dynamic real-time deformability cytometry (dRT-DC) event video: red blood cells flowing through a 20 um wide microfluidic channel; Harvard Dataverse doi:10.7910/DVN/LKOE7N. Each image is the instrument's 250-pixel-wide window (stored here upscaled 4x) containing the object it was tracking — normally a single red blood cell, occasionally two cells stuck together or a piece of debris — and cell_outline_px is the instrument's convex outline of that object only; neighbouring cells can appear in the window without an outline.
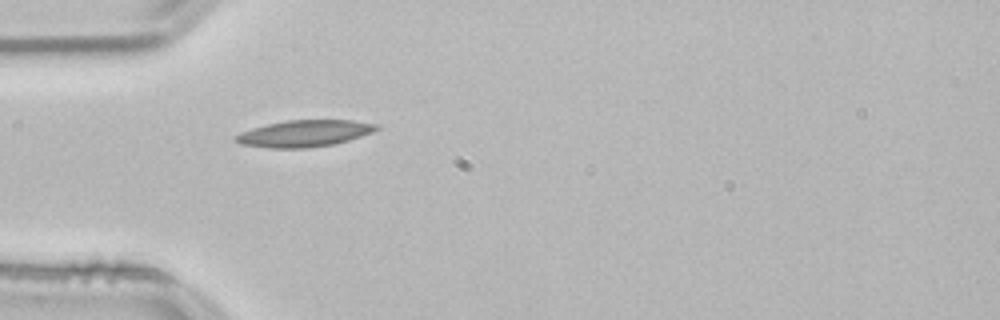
{"species": "common noctule bat (a hibernating species)", "species_latin": "Nyctalus noctula", "temperature_condition": "room temperature", "stored_images_in_passage": 10, "camera_frame_rate_fps": 3000, "um_per_image_px": 0.085, "animal": {"sex": "male", "body_mass_g": 21.5, "forearm_length_mm": 52.0}, "frame": {"image": 1, "passage_image": 1, "time_ms": 0.0, "image_size_px": [1000, 320], "cell_outline_px": [[380, 128], [372, 132], [348, 140], [332, 144], [308, 148], [268, 148], [240, 144], [232, 140], [232, 136], [240, 132], [252, 128], [268, 124], [288, 120], [352, 120], [376, 124]], "centroid_in_image_um": [25.8, 11.35], "position_along_channel_um": 59.2, "area_um2": 21.85}}